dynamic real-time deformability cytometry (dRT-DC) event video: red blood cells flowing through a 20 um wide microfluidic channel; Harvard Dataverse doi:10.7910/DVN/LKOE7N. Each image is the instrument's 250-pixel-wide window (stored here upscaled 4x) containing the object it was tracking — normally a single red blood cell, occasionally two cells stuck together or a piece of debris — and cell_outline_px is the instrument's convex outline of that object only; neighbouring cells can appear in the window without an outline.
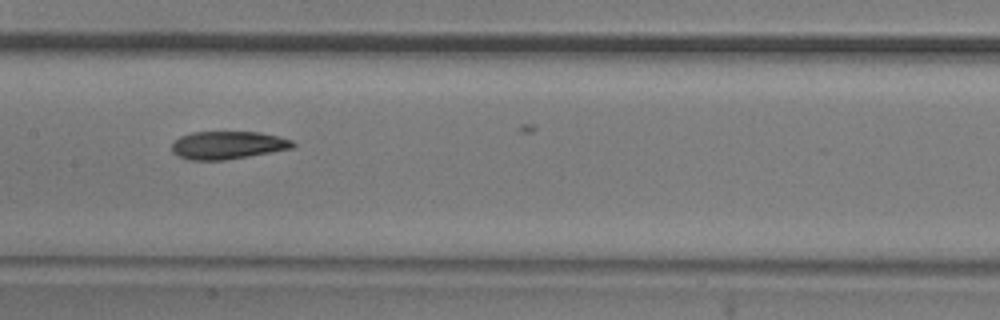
{"species": "common noctule bat (a hibernating species)", "species_latin": "Nyctalus noctula", "temperature_condition": "room temperature", "stored_images_in_passage": 11, "camera_frame_rate_fps": 3000, "um_per_image_px": 0.085, "animal": {"sex": "male", "body_mass_g": 20.5, "forearm_length_mm": 52.5}, "frame": {"image": 1, "passage_image": 7, "time_ms": 2.0, "image_size_px": [1000, 320], "cell_outline_px": [[296, 144], [292, 148], [248, 156], [224, 160], [188, 160], [172, 152], [172, 144], [180, 136], [192, 132], [260, 132], [292, 140]], "centroid_in_image_um": [19.34, 12.33], "position_along_channel_um": 188.1, "area_um2": 19.48}}
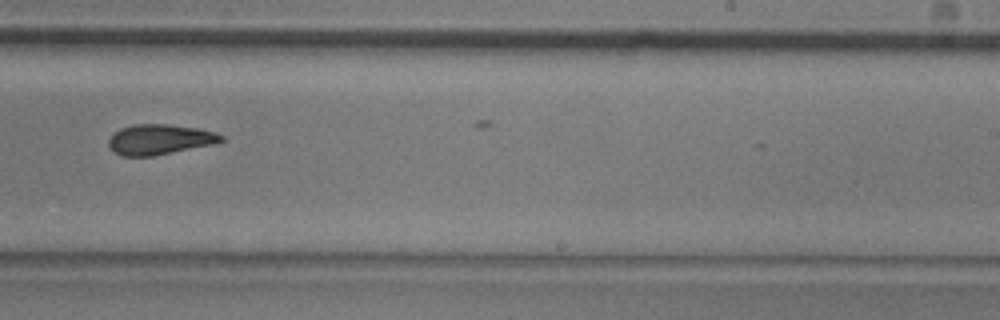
{"frame": {"image": 2, "passage_image": 9, "time_ms": 2.667, "image_size_px": [1000, 320], "cell_outline_px": [[224, 140], [216, 144], [152, 156], [124, 156], [112, 152], [108, 148], [108, 140], [120, 128], [136, 124], [168, 124], [200, 128], [216, 132], [224, 136]], "centroid_in_image_um": [13.6, 11.85], "position_along_channel_um": 275.4, "area_um2": 20.06}}
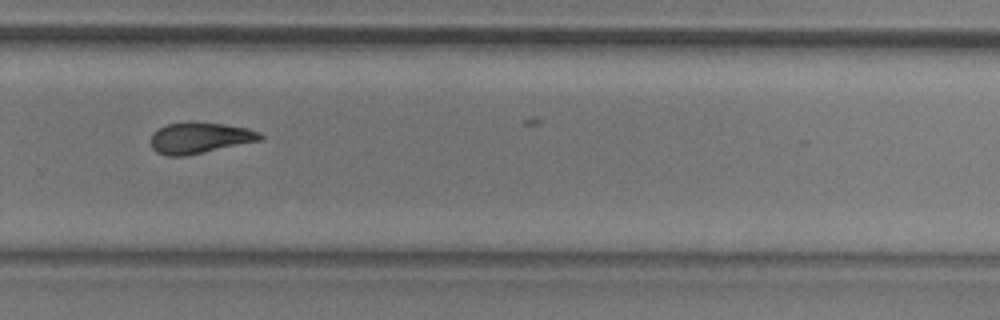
{"frame": {"image": 3, "passage_image": 10, "time_ms": 3.0, "image_size_px": [1000, 320], "cell_outline_px": [[264, 140], [184, 156], [168, 156], [156, 152], [152, 148], [152, 132], [156, 128], [168, 124], [224, 124], [248, 128], [260, 132], [264, 136]], "centroid_in_image_um": [17.02, 11.75], "position_along_channel_um": 312.8, "area_um2": 19.42}}